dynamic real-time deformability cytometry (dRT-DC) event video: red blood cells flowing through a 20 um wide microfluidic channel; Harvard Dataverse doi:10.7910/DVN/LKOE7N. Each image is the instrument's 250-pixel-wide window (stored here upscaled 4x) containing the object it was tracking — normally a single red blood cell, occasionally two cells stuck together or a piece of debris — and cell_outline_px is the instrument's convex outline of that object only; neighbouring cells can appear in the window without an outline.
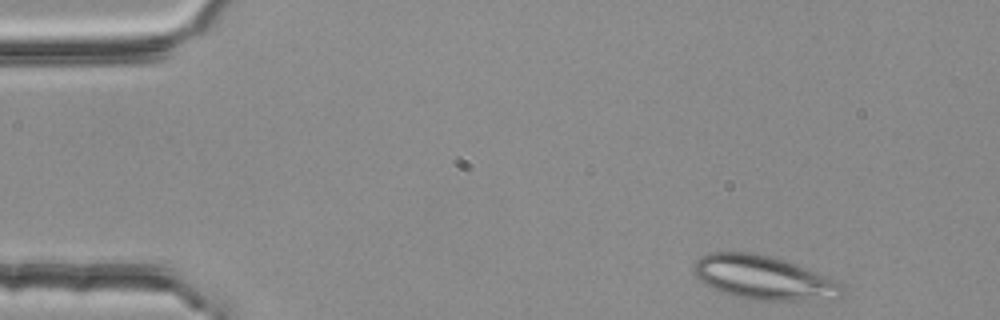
{"species": "common noctule bat (a hibernating species)", "species_latin": "Nyctalus noctula", "temperature_condition": "room temperature", "stored_images_in_passage": 45, "segment_of_instrument_passage": [1, 2], "camera_frame_rate_fps": 3000, "um_per_image_px": 0.085, "animal": {"sex": "female", "body_mass_g": 25.1}, "frame": {"image": 1, "passage_image": 1, "time_ms": 0.0, "image_size_px": [1000, 320], "cell_outline_px": [[848, 288], [836, 300], [748, 300], [720, 292], [704, 284], [692, 272], [696, 260], [700, 256], [708, 252], [752, 252], [784, 260], [796, 264], [836, 280], [844, 284]], "centroid_in_image_um": [64.94, 23.62], "position_along_channel_um": 20.1, "area_um2": 38.49}}